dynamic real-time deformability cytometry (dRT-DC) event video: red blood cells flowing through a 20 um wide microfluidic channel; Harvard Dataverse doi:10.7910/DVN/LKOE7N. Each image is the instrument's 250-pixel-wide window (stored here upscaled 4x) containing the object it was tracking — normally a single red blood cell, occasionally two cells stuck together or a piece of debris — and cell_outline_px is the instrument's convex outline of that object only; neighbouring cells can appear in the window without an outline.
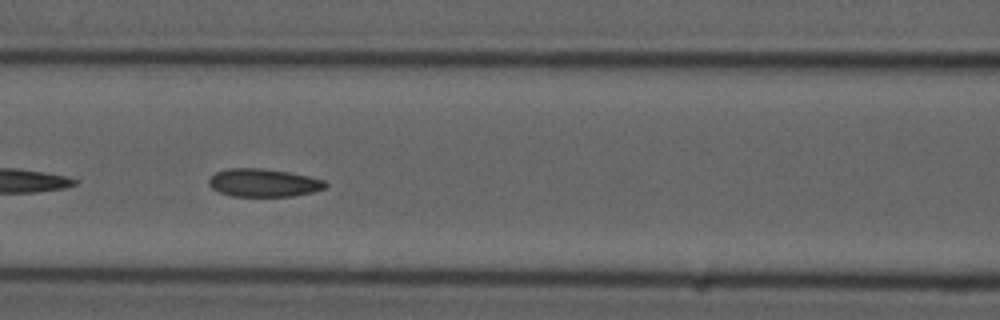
{"species": "common noctule bat (a hibernating species)", "species_latin": "Nyctalus noctula", "temperature_condition": "cold", "stored_images_in_passage": 54, "camera_frame_rate_fps": 3000, "um_per_image_px": 0.085, "animal": {"sex": "male", "forearm_length_mm": 52.5}, "frame": {"image": 1, "passage_image": 24, "time_ms": 7.667, "image_size_px": [1000, 320], "cell_outline_px": [[328, 184], [324, 188], [312, 192], [292, 196], [232, 196], [220, 192], [212, 188], [208, 184], [208, 180], [216, 172], [228, 168], [260, 168], [288, 172], [308, 176], [324, 180]], "centroid_in_image_um": [22.39, 15.53], "position_along_channel_um": 144.2, "area_um2": 18.9}}
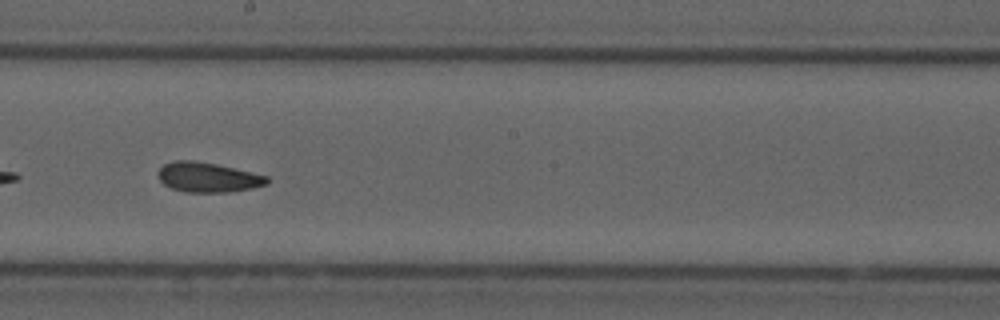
{"frame": {"image": 2, "passage_image": 31, "time_ms": 10.0, "image_size_px": [1000, 320], "cell_outline_px": [[272, 180], [268, 184], [252, 188], [232, 192], [184, 192], [172, 188], [164, 184], [160, 180], [160, 168], [164, 164], [176, 160], [192, 160], [216, 164], [252, 172], [268, 176]], "centroid_in_image_um": [17.73, 15.08], "position_along_channel_um": 230.5, "area_um2": 18.9}}
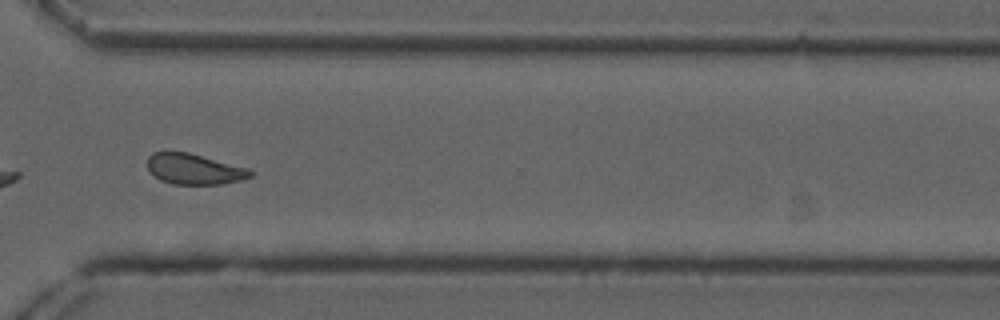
{"frame": {"image": 3, "passage_image": 41, "time_ms": 13.333, "image_size_px": [1000, 320], "cell_outline_px": [[252, 176], [244, 180], [220, 184], [172, 184], [160, 180], [148, 172], [148, 156], [152, 152], [188, 152], [248, 168], [252, 172]], "centroid_in_image_um": [16.49, 14.38], "position_along_channel_um": 354.1, "area_um2": 18.44}, "authors_computed_cell_mechanics": {"area_um2": 18.9584, "velocity_mm_per_s": 3.7112, "shape_relaxation_time_tau1_ms": 8.7214, "shape_relaxation_time_tau2_ms": 2.4309, "deformation_change_tau1": 0.165, "deformation_change_tau2": 0.0865}}